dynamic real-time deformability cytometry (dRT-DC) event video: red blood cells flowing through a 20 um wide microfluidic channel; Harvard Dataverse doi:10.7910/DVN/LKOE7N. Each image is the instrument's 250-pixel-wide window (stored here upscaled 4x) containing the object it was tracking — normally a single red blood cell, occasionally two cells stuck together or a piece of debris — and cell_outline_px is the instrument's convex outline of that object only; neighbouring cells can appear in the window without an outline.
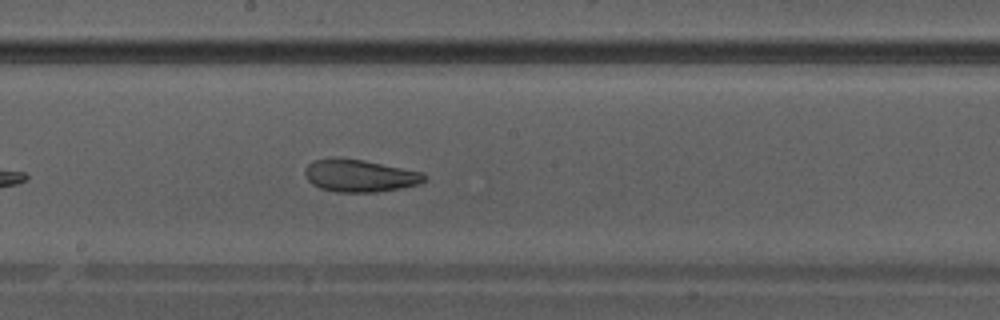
{"species": "Egyptian fruit bat (a non-hibernating species)", "species_latin": "Rousettus aegyptiacus", "temperature_condition": "warm", "stored_images_in_passage": 28, "camera_frame_rate_fps": 3000, "um_per_image_px": 0.085, "animal": {"sex": "male"}, "frame": {"image": 1, "passage_image": 16, "time_ms": 5.0, "image_size_px": [1000, 320], "cell_outline_px": [[428, 180], [420, 184], [400, 188], [376, 192], [336, 192], [320, 188], [312, 184], [308, 180], [304, 172], [304, 168], [312, 160], [336, 156], [340, 156], [364, 160], [424, 172]], "centroid_in_image_um": [30.57, 14.91], "position_along_channel_um": 217.6, "area_um2": 23.06}}